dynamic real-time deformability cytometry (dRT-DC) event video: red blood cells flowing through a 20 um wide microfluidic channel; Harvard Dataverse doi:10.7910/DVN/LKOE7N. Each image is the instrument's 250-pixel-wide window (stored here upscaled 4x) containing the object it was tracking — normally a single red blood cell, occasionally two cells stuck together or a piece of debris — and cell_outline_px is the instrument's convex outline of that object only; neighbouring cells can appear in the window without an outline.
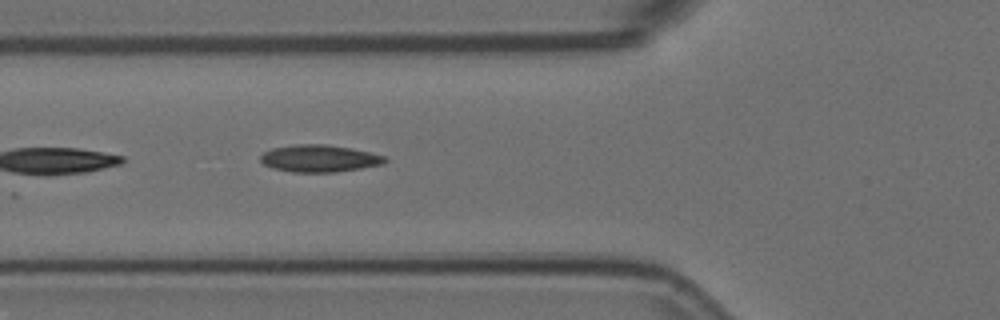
{"species": "Egyptian fruit bat (a non-hibernating species)", "species_latin": "Rousettus aegyptiacus", "temperature_condition": "room temperature", "stored_images_in_passage": 5, "camera_frame_rate_fps": 3000, "um_per_image_px": 0.085, "animal": {"sex": "female"}, "frame": {"image": 1, "passage_image": 5, "time_ms": 1.333, "image_size_px": [1000, 320], "cell_outline_px": [[388, 160], [384, 164], [336, 172], [292, 172], [272, 168], [264, 164], [260, 160], [260, 156], [264, 152], [272, 148], [296, 144], [324, 144], [352, 148], [384, 156]], "centroid_in_image_um": [27.13, 13.47], "position_along_channel_um": 98.7, "area_um2": 19.65}}